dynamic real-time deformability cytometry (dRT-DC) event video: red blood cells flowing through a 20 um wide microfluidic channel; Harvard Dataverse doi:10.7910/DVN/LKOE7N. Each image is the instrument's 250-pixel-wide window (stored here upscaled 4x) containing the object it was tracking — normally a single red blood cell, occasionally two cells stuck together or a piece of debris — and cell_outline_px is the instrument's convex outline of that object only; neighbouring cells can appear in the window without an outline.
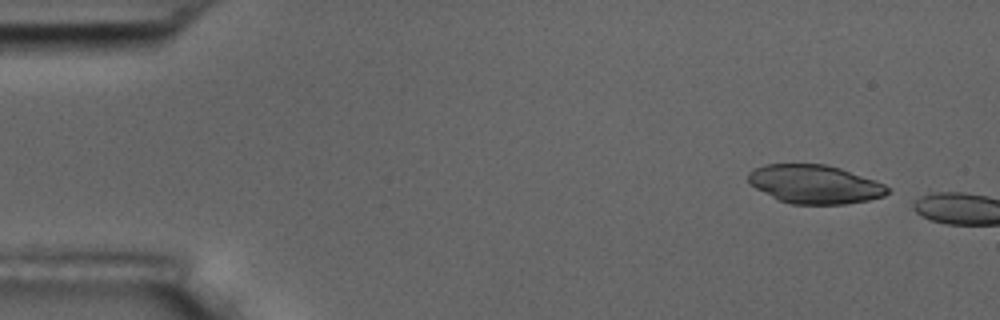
{"species": "common noctule bat (a hibernating species)", "species_latin": "Nyctalus noctula", "temperature_condition": "room temperature", "stored_images_in_passage": 2, "camera_frame_rate_fps": 3000, "um_per_image_px": 0.085, "animal": {"sex": "male", "body_mass_g": 17.5, "forearm_length_mm": 52.3}, "frame": {"image": 1, "passage_image": 1, "time_ms": 0.0, "image_size_px": [1000, 320], "cell_outline_px": [[892, 192], [884, 196], [868, 200], [844, 204], [792, 204], [780, 200], [756, 188], [748, 180], [748, 172], [764, 164], [824, 164], [840, 168], [884, 184], [892, 188]], "centroid_in_image_um": [69.29, 15.66], "position_along_channel_um": 15.7, "area_um2": 31.15}}